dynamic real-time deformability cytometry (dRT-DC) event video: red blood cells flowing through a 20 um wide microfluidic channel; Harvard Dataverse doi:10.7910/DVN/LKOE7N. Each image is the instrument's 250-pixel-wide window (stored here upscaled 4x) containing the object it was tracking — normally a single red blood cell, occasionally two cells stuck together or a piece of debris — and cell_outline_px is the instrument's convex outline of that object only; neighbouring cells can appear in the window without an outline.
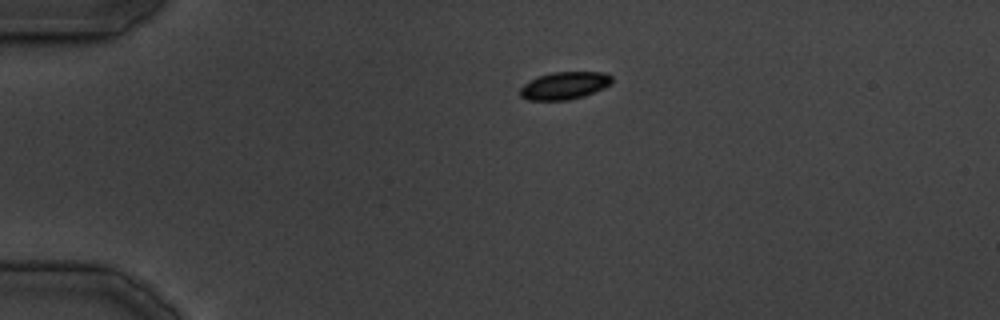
{"species": "common noctule bat (a hibernating species)", "species_latin": "Nyctalus noctula", "temperature_condition": "cold", "stored_images_in_passage": 22, "camera_frame_rate_fps": 3000, "um_per_image_px": 0.085, "animal": {"sex": "male", "body_mass_g": 19.5, "forearm_length_mm": 54.6}, "frame": {"image": 1, "passage_image": 1, "time_ms": 0.0, "image_size_px": [1000, 320], "cell_outline_px": [[612, 84], [604, 88], [584, 96], [568, 100], [528, 100], [520, 96], [520, 88], [524, 84], [536, 76], [552, 72], [608, 72], [612, 76]], "centroid_in_image_um": [48.0, 7.26], "position_along_channel_um": 37.0, "area_um2": 14.91}}
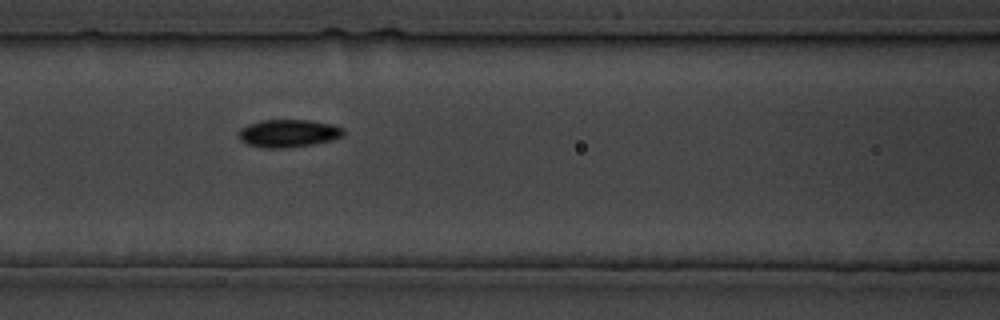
{"frame": {"image": 2, "passage_image": 10, "time_ms": 10.333, "image_size_px": [1000, 320], "cell_outline_px": [[344, 136], [332, 140], [312, 144], [284, 148], [268, 148], [248, 144], [240, 140], [240, 128], [248, 124], [260, 120], [312, 120], [332, 124], [344, 128]], "centroid_in_image_um": [24.55, 11.32], "position_along_channel_um": 142.1, "area_um2": 16.94}}